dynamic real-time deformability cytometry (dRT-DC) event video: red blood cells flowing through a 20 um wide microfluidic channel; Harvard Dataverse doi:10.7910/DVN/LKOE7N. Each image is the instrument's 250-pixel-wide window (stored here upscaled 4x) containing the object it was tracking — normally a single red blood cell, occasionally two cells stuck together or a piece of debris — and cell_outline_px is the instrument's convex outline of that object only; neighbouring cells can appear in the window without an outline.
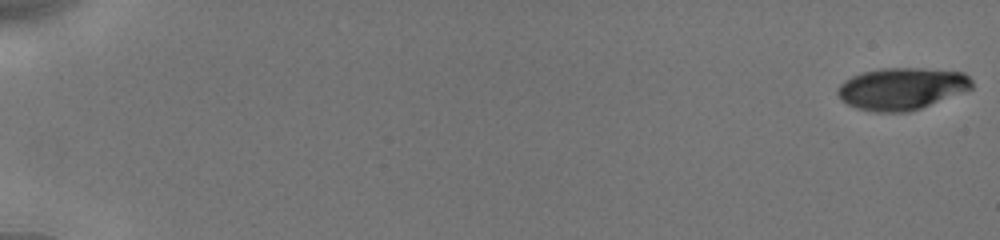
{"species": "human", "species_latin": "Homo sapiens", "temperature_condition": "cold", "stored_images_in_passage": 30, "camera_frame_rate_fps": 3000, "um_per_image_px": 0.085, "donor": {"sex": "male"}, "frame": {"image": 1, "passage_image": 1, "time_ms": 0.0, "image_size_px": [1000, 240], "cell_outline_px": [[972, 88], [920, 108], [908, 112], [876, 112], [856, 108], [840, 100], [836, 92], [836, 88], [844, 80], [852, 76], [864, 72], [880, 68], [924, 68], [964, 72], [972, 80]], "centroid_in_image_um": [76.6, 7.53], "position_along_channel_um": 8.4, "area_um2": 32.83}}
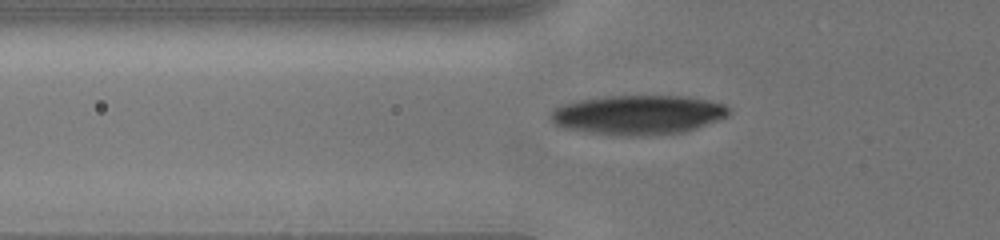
{"frame": {"image": 2, "passage_image": 25, "time_ms": 6.667, "image_size_px": [1000, 240], "cell_outline_px": [[732, 112], [728, 116], [720, 120], [684, 132], [656, 136], [612, 136], [556, 128], [548, 120], [548, 116], [552, 108], [576, 100], [604, 96], [684, 96], [708, 100], [724, 104], [732, 108]], "centroid_in_image_um": [54.17, 9.78], "position_along_channel_um": 71.6, "area_um2": 42.31}}
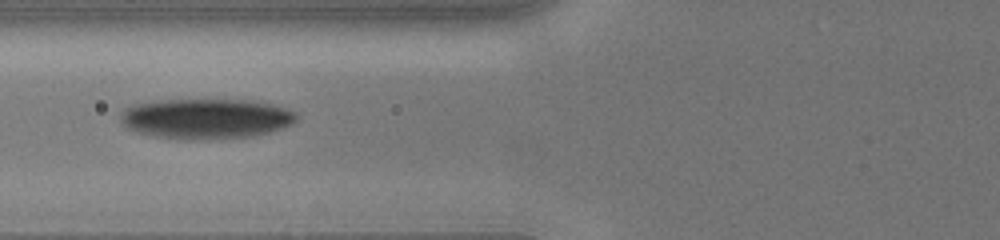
{"frame": {"image": 3, "passage_image": 29, "time_ms": 7.667, "image_size_px": [1000, 240], "cell_outline_px": [[296, 120], [292, 124], [268, 132], [252, 136], [208, 140], [180, 140], [156, 136], [136, 132], [124, 128], [120, 120], [120, 112], [124, 108], [132, 104], [160, 100], [260, 100], [296, 112]], "centroid_in_image_um": [17.45, 10.09], "position_along_channel_um": 108.4, "area_um2": 41.79}}